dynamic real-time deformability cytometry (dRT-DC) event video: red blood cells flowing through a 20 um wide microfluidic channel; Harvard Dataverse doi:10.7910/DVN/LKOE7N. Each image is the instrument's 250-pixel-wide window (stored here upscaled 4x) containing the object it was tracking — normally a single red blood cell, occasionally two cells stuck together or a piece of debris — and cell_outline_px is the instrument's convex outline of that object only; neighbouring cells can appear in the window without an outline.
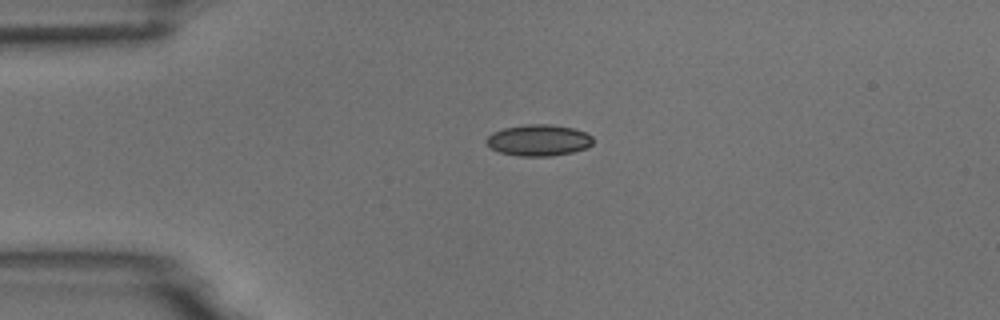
{"species": "common noctule bat (a hibernating species)", "species_latin": "Nyctalus noctula", "temperature_condition": "room temperature", "stored_images_in_passage": 5, "camera_frame_rate_fps": 3000, "um_per_image_px": 0.085, "animal": {"sex": "male", "body_mass_g": 18.8}, "frame": {"image": 1, "passage_image": 4, "time_ms": 3.333, "image_size_px": [1000, 320], "cell_outline_px": [[592, 144], [588, 148], [572, 152], [552, 156], [520, 156], [500, 152], [484, 144], [484, 140], [492, 132], [504, 128], [524, 124], [548, 124], [572, 128], [584, 132], [592, 136]], "centroid_in_image_um": [45.75, 11.92], "position_along_channel_um": 39.2, "area_um2": 19.54}}